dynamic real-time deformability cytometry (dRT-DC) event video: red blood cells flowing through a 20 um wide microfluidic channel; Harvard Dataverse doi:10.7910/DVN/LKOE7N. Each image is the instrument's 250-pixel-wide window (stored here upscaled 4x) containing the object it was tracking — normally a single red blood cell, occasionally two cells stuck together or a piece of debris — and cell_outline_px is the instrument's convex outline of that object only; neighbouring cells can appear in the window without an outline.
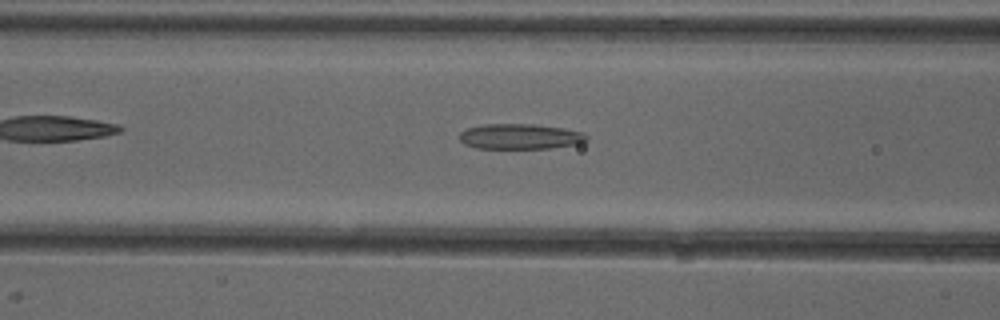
{"species": "common noctule bat (a hibernating species)", "species_latin": "Nyctalus noctula", "temperature_condition": "cold", "stored_images_in_passage": 41, "camera_frame_rate_fps": 3000, "um_per_image_px": 0.085, "animal": {"sex": "female"}, "frame": {"image": 1, "passage_image": 10, "time_ms": 3.0, "image_size_px": [1000, 320], "cell_outline_px": [[588, 140], [580, 144], [548, 148], [476, 148], [464, 144], [460, 140], [460, 132], [464, 128], [484, 124], [532, 124], [564, 128], [580, 132], [588, 136]], "centroid_in_image_um": [44.19, 11.6], "position_along_channel_um": 122.4, "area_um2": 18.84}}
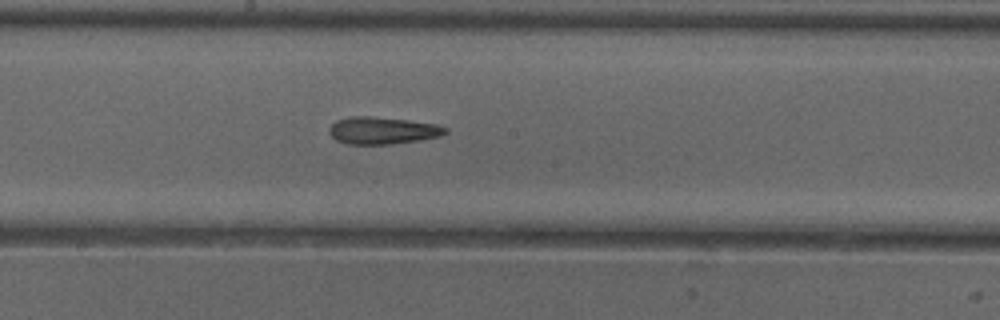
{"frame": {"image": 2, "passage_image": 17, "time_ms": 5.333, "image_size_px": [1000, 320], "cell_outline_px": [[448, 132], [440, 136], [392, 144], [348, 144], [336, 140], [328, 132], [328, 128], [336, 120], [352, 116], [368, 116], [408, 120], [436, 124], [448, 128]], "centroid_in_image_um": [32.49, 11.09], "position_along_channel_um": 215.7, "area_um2": 18.32}}
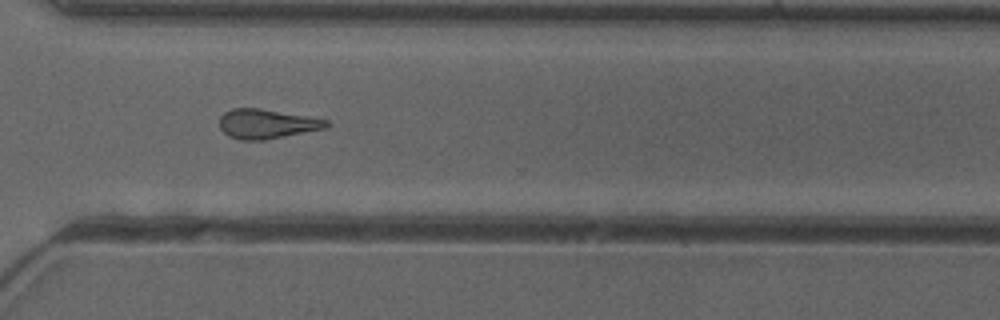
{"frame": {"image": 3, "passage_image": 27, "time_ms": 8.667, "image_size_px": [1000, 320], "cell_outline_px": [[332, 124], [328, 128], [264, 140], [240, 140], [228, 136], [220, 128], [220, 116], [224, 112], [232, 108], [260, 108], [308, 116], [328, 120]], "centroid_in_image_um": [22.7, 10.53], "position_along_channel_um": 347.9, "area_um2": 18.55}, "authors_computed_cell_mechanics": {"area_um2": 18.2648, "velocity_mm_per_s": 3.9818, "shape_relaxation_time_tau1_ms": null, "shape_relaxation_time_tau2_ms": 10.2442, "deformation_change_tau1": null, "deformation_change_tau2": 0.2835}}